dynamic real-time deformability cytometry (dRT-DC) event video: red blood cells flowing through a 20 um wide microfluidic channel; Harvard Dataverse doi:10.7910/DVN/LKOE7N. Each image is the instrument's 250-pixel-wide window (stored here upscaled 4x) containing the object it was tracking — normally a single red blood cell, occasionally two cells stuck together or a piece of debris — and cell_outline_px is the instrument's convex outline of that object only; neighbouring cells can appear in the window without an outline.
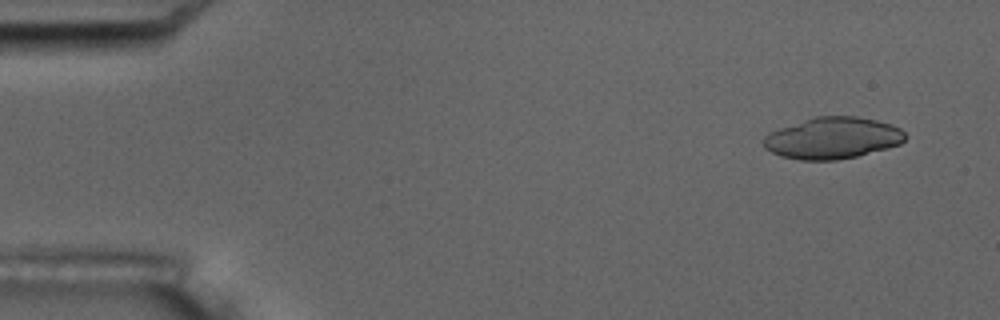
{"species": "common noctule bat (a hibernating species)", "species_latin": "Nyctalus noctula", "temperature_condition": "room temperature", "stored_images_in_passage": 6, "camera_frame_rate_fps": 3000, "um_per_image_px": 0.085, "animal": {"sex": "male", "body_mass_g": 17.5, "forearm_length_mm": 52.3}, "frame": {"image": 1, "passage_image": 1, "time_ms": 0.0, "image_size_px": [1000, 320], "cell_outline_px": [[904, 140], [900, 144], [888, 148], [856, 156], [836, 160], [800, 160], [780, 156], [764, 148], [764, 136], [780, 128], [816, 116], [856, 116], [876, 120], [900, 128], [904, 132]], "centroid_in_image_um": [70.76, 11.74], "position_along_channel_um": 14.2, "area_um2": 33.93}}